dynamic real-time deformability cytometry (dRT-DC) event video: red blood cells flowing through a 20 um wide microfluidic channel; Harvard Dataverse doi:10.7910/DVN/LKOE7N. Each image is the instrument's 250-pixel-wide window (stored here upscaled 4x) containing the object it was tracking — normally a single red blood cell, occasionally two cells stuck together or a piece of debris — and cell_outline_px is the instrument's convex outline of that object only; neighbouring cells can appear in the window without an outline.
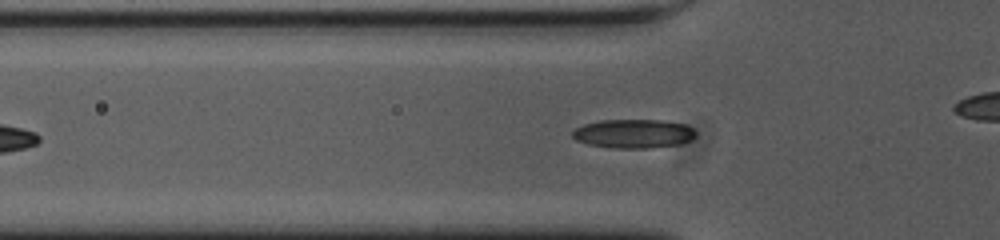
{"species": "common noctule bat (a hibernating species)", "species_latin": "Nyctalus noctula", "temperature_condition": "cold", "stored_images_in_passage": 41, "camera_frame_rate_fps": 3000, "um_per_image_px": 0.085, "animal": {"sex": "female", "body_mass_g": 23.0, "forearm_length_mm": 53.4}, "frame": {"image": 1, "passage_image": 7, "time_ms": 2.0, "image_size_px": [1000, 240], "cell_outline_px": [[696, 136], [688, 140], [676, 144], [648, 148], [612, 148], [588, 144], [576, 140], [572, 136], [572, 132], [576, 128], [584, 124], [600, 120], [664, 120], [684, 124], [692, 128], [696, 132]], "centroid_in_image_um": [53.82, 11.35], "position_along_channel_um": 72.0, "area_um2": 20.63}}
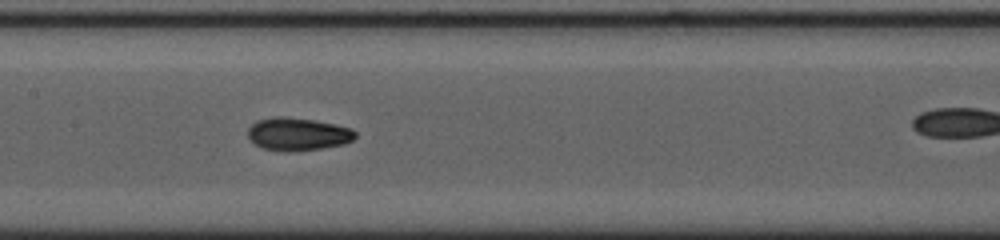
{"frame": {"image": 2, "passage_image": 16, "time_ms": 5.0, "image_size_px": [1000, 240], "cell_outline_px": [[356, 136], [352, 140], [344, 144], [320, 148], [264, 148], [256, 144], [248, 136], [248, 128], [256, 120], [276, 116], [280, 116], [312, 120], [336, 124], [352, 128], [356, 132]], "centroid_in_image_um": [25.35, 11.33], "position_along_channel_um": 182.1, "area_um2": 19.59}}
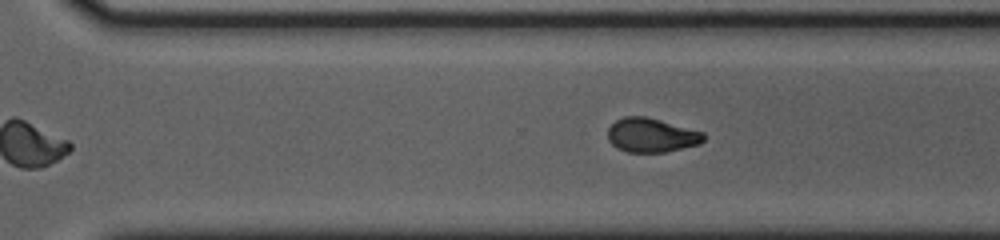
{"frame": {"image": 3, "passage_image": 27, "time_ms": 8.667, "image_size_px": [1000, 240], "cell_outline_px": [[704, 140], [700, 144], [664, 152], [628, 152], [616, 148], [608, 140], [608, 128], [616, 120], [624, 116], [644, 116], [660, 120], [704, 132]], "centroid_in_image_um": [55.35, 11.49], "position_along_channel_um": 315.2, "area_um2": 19.02}, "authors_computed_cell_mechanics": {"area_um2": 19.1896, "velocity_mm_per_s": 3.6466, "shape_relaxation_time_tau1_ms": 8.3505, "shape_relaxation_time_tau2_ms": 3.2492, "deformation_change_tau1": 0.2043, "deformation_change_tau2": 0.0746}}